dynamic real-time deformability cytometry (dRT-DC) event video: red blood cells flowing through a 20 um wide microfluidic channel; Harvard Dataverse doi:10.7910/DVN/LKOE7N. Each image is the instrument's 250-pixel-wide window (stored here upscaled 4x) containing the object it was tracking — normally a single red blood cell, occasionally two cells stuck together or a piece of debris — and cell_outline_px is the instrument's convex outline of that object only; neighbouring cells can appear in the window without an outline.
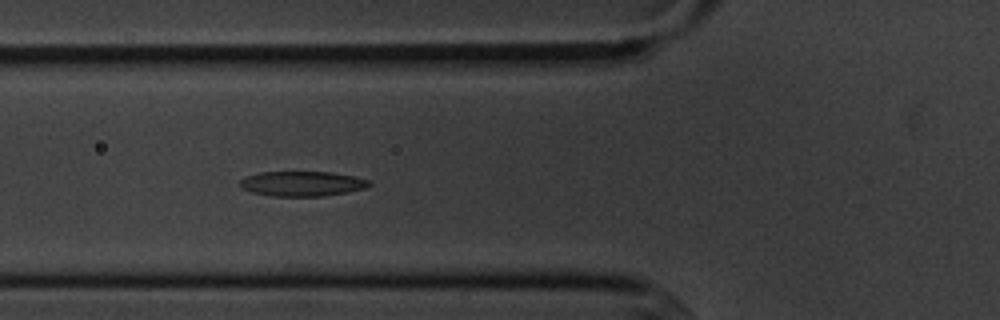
{"species": "common noctule bat (a hibernating species)", "species_latin": "Nyctalus noctula", "temperature_condition": "cold", "stored_images_in_passage": 4, "camera_frame_rate_fps": 3000, "um_per_image_px": 0.085, "animal": {"sex": "male", "body_mass_g": 20.1, "forearm_length_mm": 53.5}, "frame": {"image": 1, "passage_image": 4, "time_ms": 4.333, "image_size_px": [1000, 320], "cell_outline_px": [[372, 184], [368, 188], [348, 192], [324, 196], [272, 196], [252, 192], [240, 188], [240, 180], [248, 176], [260, 172], [332, 172], [352, 176], [368, 180]], "centroid_in_image_um": [25.7, 15.62], "position_along_channel_um": 100.1, "area_um2": 18.79}}